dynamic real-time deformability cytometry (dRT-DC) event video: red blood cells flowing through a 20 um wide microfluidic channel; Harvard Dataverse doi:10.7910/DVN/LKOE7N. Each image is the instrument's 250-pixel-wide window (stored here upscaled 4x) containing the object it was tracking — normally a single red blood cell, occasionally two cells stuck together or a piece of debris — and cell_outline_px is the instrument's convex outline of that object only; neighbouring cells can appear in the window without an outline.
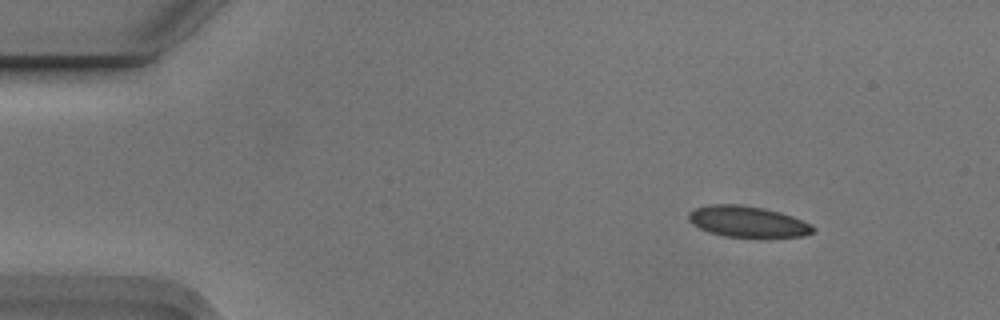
{"species": "Egyptian fruit bat (a non-hibernating species)", "species_latin": "Rousettus aegyptiacus", "temperature_condition": "cold", "stored_images_in_passage": 3, "camera_frame_rate_fps": 3000, "um_per_image_px": 0.085, "animal": {"sex": "male"}, "frame": {"image": 1, "passage_image": 1, "time_ms": 0.0, "image_size_px": [1000, 320], "cell_outline_px": [[816, 232], [804, 236], [724, 236], [708, 232], [692, 224], [688, 220], [688, 212], [696, 208], [708, 204], [740, 204], [764, 208], [780, 212], [792, 216], [812, 224], [816, 228]], "centroid_in_image_um": [63.54, 18.82], "position_along_channel_um": 21.5, "area_um2": 22.48}}